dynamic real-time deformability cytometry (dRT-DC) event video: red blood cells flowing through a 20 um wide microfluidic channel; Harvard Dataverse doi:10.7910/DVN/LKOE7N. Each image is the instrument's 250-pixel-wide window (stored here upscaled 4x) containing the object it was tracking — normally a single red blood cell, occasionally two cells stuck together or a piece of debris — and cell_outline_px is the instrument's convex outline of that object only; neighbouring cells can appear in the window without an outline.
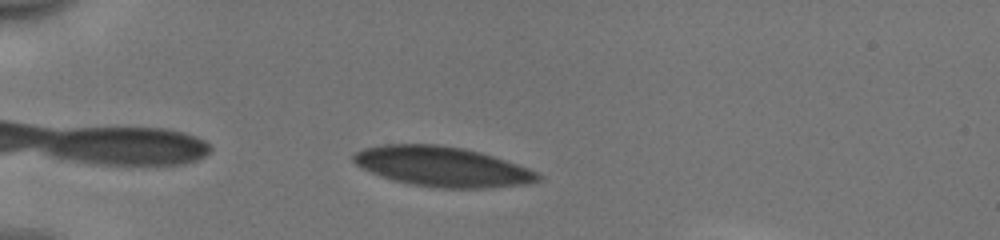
{"species": "human", "species_latin": "Homo sapiens", "temperature_condition": "cold", "stored_images_in_passage": 40, "camera_frame_rate_fps": 3000, "um_per_image_px": 0.085, "donor": {"sex": "male"}, "frame": {"image": 1, "passage_image": 3, "time_ms": 0.667, "image_size_px": [1000, 240], "cell_outline_px": [[540, 180], [524, 184], [488, 188], [436, 188], [412, 184], [392, 180], [380, 176], [356, 164], [352, 160], [352, 156], [356, 152], [364, 148], [380, 144], [436, 144], [464, 148], [480, 152], [528, 168], [536, 172], [540, 176]], "centroid_in_image_um": [37.56, 14.16], "position_along_channel_um": 47.4, "area_um2": 42.71}}
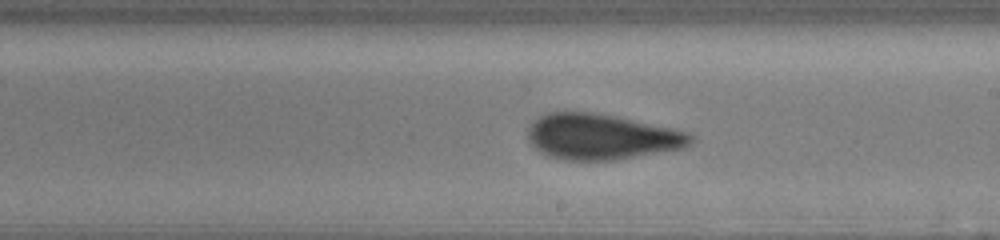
{"frame": {"image": 2, "passage_image": 20, "time_ms": 6.333, "image_size_px": [1000, 240], "cell_outline_px": [[696, 140], [684, 148], [612, 160], [564, 160], [548, 156], [540, 152], [528, 140], [528, 128], [544, 112], [592, 112], [616, 116], [672, 128], [688, 132], [696, 136]], "centroid_in_image_um": [51.14, 11.62], "position_along_channel_um": 237.9, "area_um2": 43.29}}
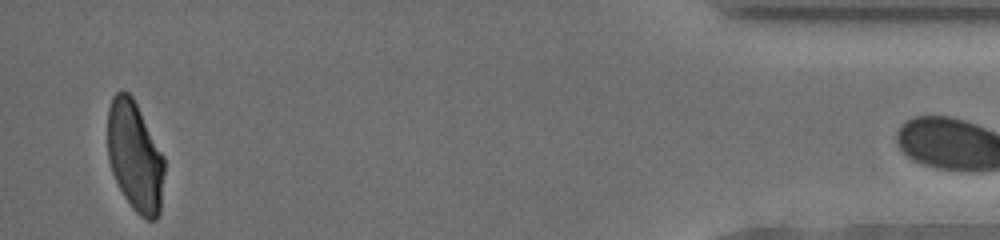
{"frame": {"image": 3, "passage_image": 39, "time_ms": 12.667, "image_size_px": [1000, 240], "cell_outline_px": [[164, 172], [160, 212], [156, 220], [148, 220], [140, 216], [132, 208], [124, 196], [112, 172], [108, 160], [108, 108], [112, 96], [116, 92], [128, 92], [132, 96], [164, 156]], "centroid_in_image_um": [11.47, 13.31], "position_along_channel_um": 423.7, "area_um2": 36.3}}